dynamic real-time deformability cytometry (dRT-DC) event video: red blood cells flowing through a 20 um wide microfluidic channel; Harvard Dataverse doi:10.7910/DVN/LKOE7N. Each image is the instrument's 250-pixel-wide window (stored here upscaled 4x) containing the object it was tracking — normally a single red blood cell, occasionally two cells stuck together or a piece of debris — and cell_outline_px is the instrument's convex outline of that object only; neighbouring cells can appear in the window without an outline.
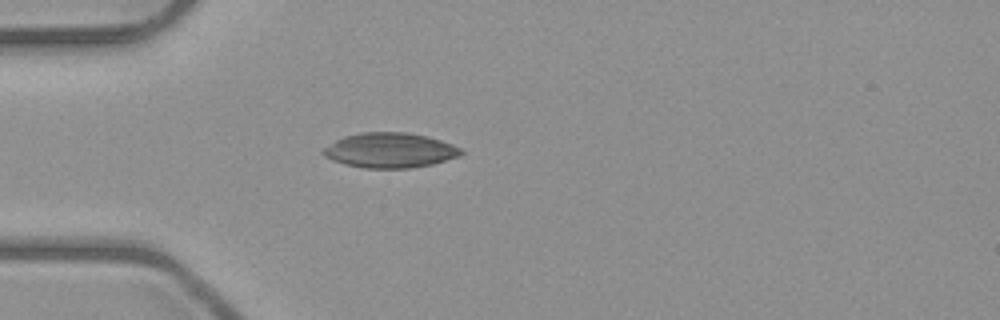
{"species": "common noctule bat (a hibernating species)", "species_latin": "Nyctalus noctula", "temperature_condition": "room temperature", "stored_images_in_passage": 1, "camera_frame_rate_fps": 3000, "um_per_image_px": 0.085, "animal": {"sex": "male", "body_mass_g": 23.1, "forearm_length_mm": 52.7}, "frame": {"image": 1, "passage_image": 1, "time_ms": 0.0, "image_size_px": [1000, 320], "cell_outline_px": [[464, 152], [460, 156], [432, 164], [412, 168], [364, 168], [344, 164], [332, 160], [324, 156], [320, 152], [324, 148], [336, 140], [344, 136], [360, 132], [408, 132], [440, 140], [452, 144], [460, 148]], "centroid_in_image_um": [33.13, 12.78], "position_along_channel_um": 51.9, "area_um2": 28.09}}